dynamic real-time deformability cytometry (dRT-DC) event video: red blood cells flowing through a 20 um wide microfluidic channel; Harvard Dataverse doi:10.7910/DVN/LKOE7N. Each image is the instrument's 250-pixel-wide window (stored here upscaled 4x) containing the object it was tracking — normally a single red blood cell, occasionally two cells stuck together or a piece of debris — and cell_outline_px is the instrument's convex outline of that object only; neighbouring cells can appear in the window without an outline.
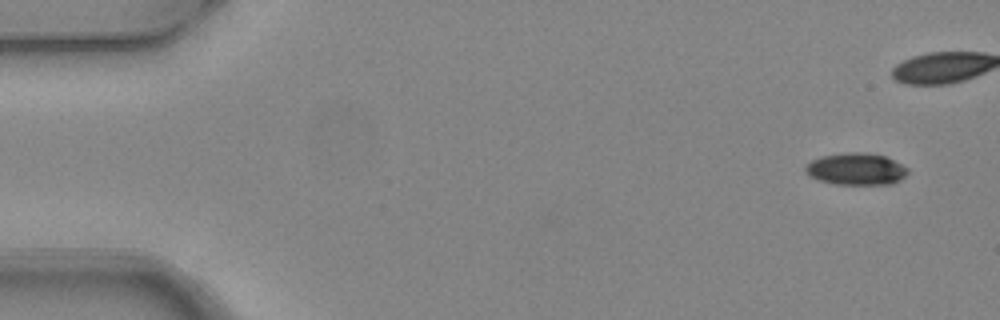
{"species": "common noctule bat (a hibernating species)", "species_latin": "Nyctalus noctula", "temperature_condition": "warm", "stored_images_in_passage": 5, "camera_frame_rate_fps": 3000, "um_per_image_px": 0.085, "animal": {"sex": "female", "body_mass_g": 24.6, "forearm_length_mm": 56.2}, "frame": {"image": 1, "passage_image": 1, "time_ms": 0.0, "image_size_px": [1000, 320], "cell_outline_px": [[908, 172], [900, 180], [892, 184], [836, 184], [820, 180], [812, 176], [804, 168], [812, 160], [820, 156], [848, 152], [864, 152], [884, 156], [908, 168]], "centroid_in_image_um": [72.79, 14.36], "position_along_channel_um": 12.2, "area_um2": 18.73}}
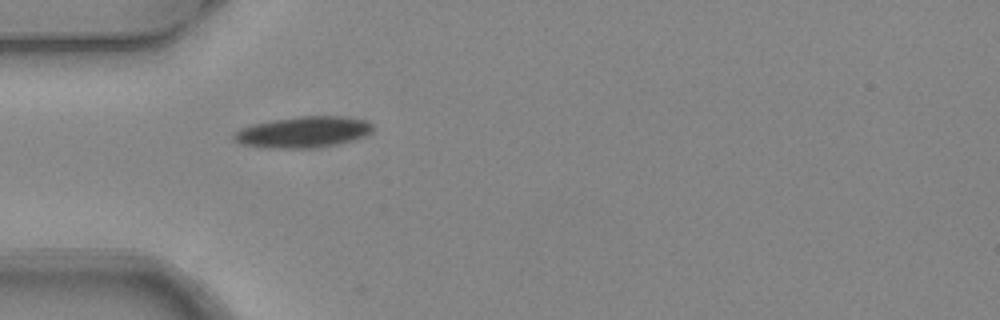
{"frame": {"image": 2, "passage_image": 5, "time_ms": 1.333, "image_size_px": [1000, 320], "cell_outline_px": [[372, 132], [364, 136], [352, 140], [336, 144], [312, 148], [268, 148], [240, 144], [232, 140], [232, 136], [240, 128], [252, 124], [272, 120], [296, 116], [336, 116], [364, 120], [372, 124]], "centroid_in_image_um": [25.71, 11.23], "position_along_channel_um": 59.3, "area_um2": 25.14}}